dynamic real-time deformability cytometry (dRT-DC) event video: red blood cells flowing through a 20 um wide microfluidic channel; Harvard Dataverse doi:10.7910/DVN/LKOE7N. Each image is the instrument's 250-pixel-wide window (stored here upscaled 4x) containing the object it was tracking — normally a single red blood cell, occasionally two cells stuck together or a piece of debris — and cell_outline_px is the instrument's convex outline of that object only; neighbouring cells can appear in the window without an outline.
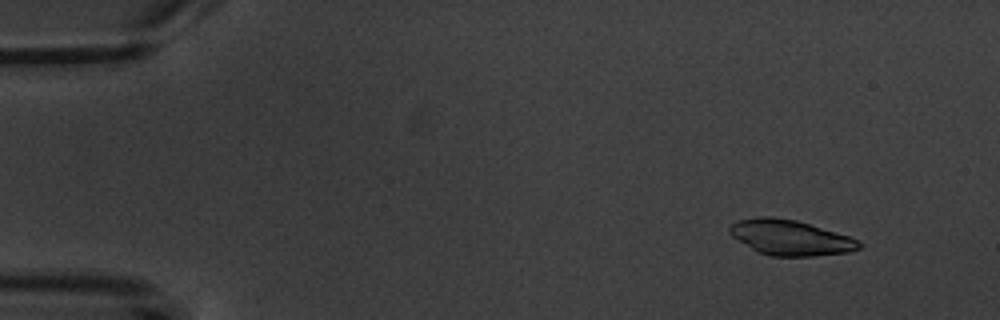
{"species": "common noctule bat (a hibernating species)", "species_latin": "Nyctalus noctula", "temperature_condition": "warm", "stored_images_in_passage": 5, "camera_frame_rate_fps": 3000, "um_per_image_px": 0.085, "animal": {"sex": "male", "body_mass_g": 20.1, "forearm_length_mm": 53.5}, "frame": {"image": 1, "passage_image": 2, "time_ms": 1.0, "image_size_px": [1000, 320], "cell_outline_px": [[860, 248], [848, 252], [816, 256], [772, 256], [756, 252], [732, 236], [728, 232], [728, 228], [732, 224], [740, 220], [756, 216], [772, 216], [796, 220], [848, 236], [856, 240], [860, 244]], "centroid_in_image_um": [67.12, 20.19], "position_along_channel_um": 17.9, "area_um2": 26.47}}